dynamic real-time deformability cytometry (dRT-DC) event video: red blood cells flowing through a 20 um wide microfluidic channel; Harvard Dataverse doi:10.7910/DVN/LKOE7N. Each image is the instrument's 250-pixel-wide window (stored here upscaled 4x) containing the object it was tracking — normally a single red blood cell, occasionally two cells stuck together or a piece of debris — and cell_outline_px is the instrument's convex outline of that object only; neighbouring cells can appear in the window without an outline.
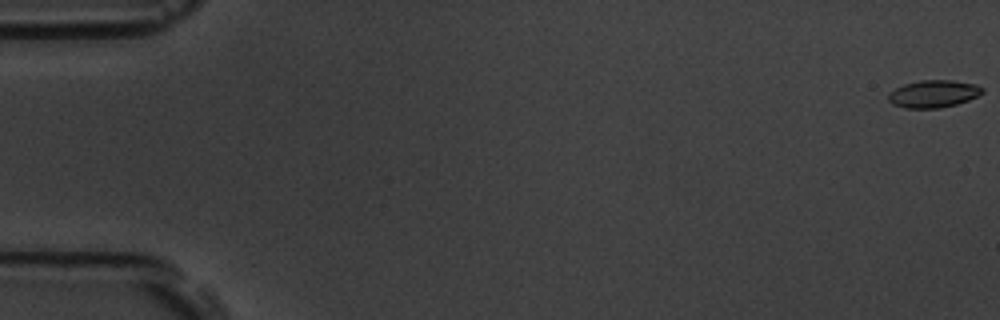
{"species": "common noctule bat (a hibernating species)", "species_latin": "Nyctalus noctula", "temperature_condition": "room temperature", "stored_images_in_passage": 53, "camera_frame_rate_fps": 3000, "um_per_image_px": 0.085, "animal": {"sex": "male", "body_mass_g": 19.5, "forearm_length_mm": 54.6}, "frame": {"image": 1, "passage_image": 1, "time_ms": 0.0, "image_size_px": [1000, 320], "cell_outline_px": [[984, 92], [968, 100], [956, 104], [940, 108], [904, 108], [892, 104], [888, 100], [888, 92], [904, 84], [920, 80], [952, 80], [976, 84], [984, 88]], "centroid_in_image_um": [79.33, 7.97], "position_along_channel_um": 5.7, "area_um2": 15.09}}
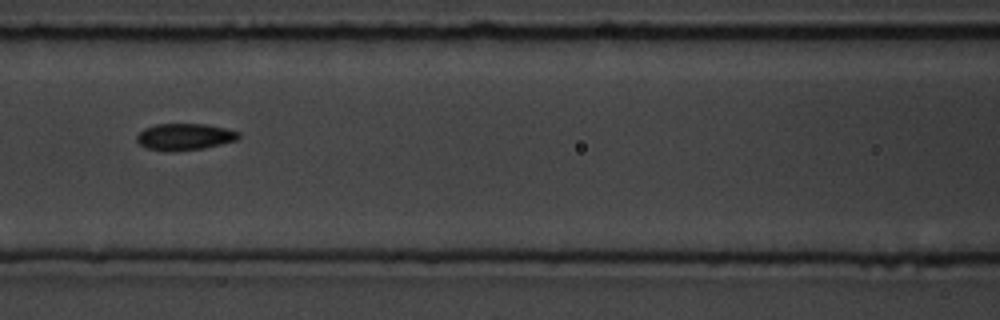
{"frame": {"image": 2, "passage_image": 25, "time_ms": 8.0, "image_size_px": [1000, 320], "cell_outline_px": [[240, 136], [236, 140], [204, 148], [144, 148], [136, 140], [136, 136], [144, 128], [156, 124], [208, 124], [240, 132]], "centroid_in_image_um": [15.72, 11.57], "position_along_channel_um": 150.9, "area_um2": 15.03}}
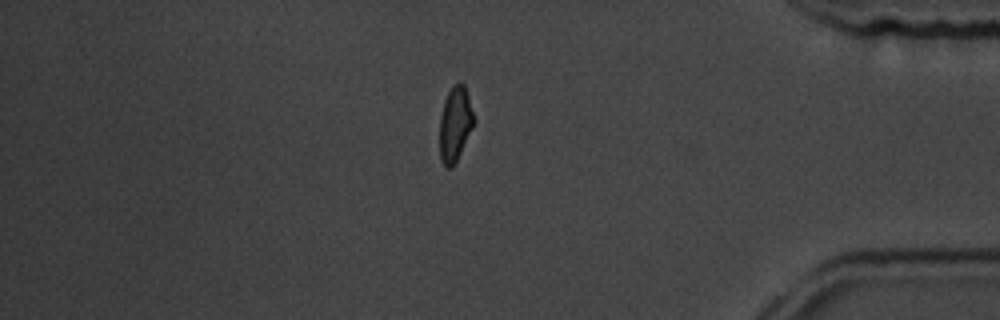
{"frame": {"image": 3, "passage_image": 47, "time_ms": 15.333, "image_size_px": [1000, 320], "cell_outline_px": [[476, 120], [452, 168], [448, 168], [440, 160], [440, 116], [444, 100], [452, 84], [460, 80], [464, 84]], "centroid_in_image_um": [38.68, 10.48], "position_along_channel_um": 396.5, "area_um2": 14.91}}